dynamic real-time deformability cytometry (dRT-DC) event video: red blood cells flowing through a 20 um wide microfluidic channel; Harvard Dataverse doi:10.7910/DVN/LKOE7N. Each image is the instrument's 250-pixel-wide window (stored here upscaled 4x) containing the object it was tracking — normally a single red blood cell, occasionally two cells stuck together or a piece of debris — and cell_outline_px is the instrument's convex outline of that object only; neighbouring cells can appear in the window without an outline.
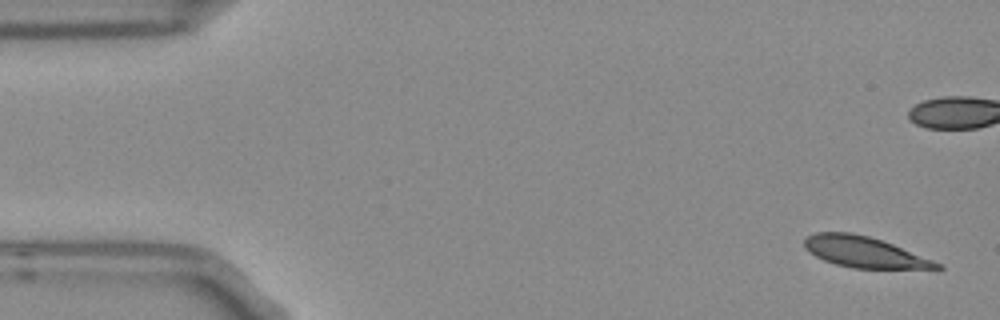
{"species": "Egyptian fruit bat (a non-hibernating species)", "species_latin": "Rousettus aegyptiacus", "temperature_condition": "room temperature", "stored_images_in_passage": 11, "camera_frame_rate_fps": 3000, "um_per_image_px": 0.085, "frame": {"image": 1, "passage_image": 1, "time_ms": 0.0, "image_size_px": [1000, 320], "cell_outline_px": [[944, 268], [852, 268], [836, 264], [824, 260], [816, 256], [804, 248], [804, 236], [816, 232], [852, 232], [868, 236], [892, 244], [944, 264]], "centroid_in_image_um": [73.42, 21.41], "position_along_channel_um": 11.6, "area_um2": 23.64}}